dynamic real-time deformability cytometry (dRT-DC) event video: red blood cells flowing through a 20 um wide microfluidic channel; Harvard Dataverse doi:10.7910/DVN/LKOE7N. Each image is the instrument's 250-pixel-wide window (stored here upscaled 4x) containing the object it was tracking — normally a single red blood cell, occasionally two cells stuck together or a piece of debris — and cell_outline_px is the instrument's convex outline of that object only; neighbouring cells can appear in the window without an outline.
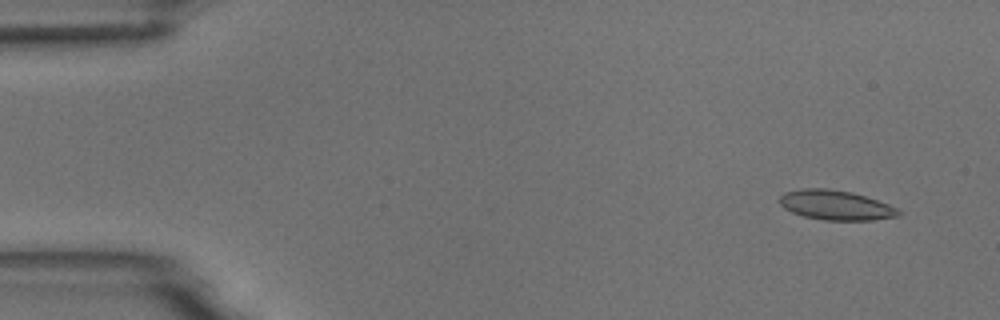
{"species": "common noctule bat (a hibernating species)", "species_latin": "Nyctalus noctula", "temperature_condition": "room temperature", "stored_images_in_passage": 55, "camera_frame_rate_fps": 3000, "um_per_image_px": 0.085, "animal": {"sex": "male", "body_mass_g": 18.8}, "frame": {"image": 1, "passage_image": 4, "time_ms": 1.0, "image_size_px": [1000, 320], "cell_outline_px": [[900, 216], [872, 220], [824, 220], [804, 216], [792, 212], [784, 208], [780, 204], [780, 196], [784, 192], [804, 188], [828, 188], [852, 192], [900, 208]], "centroid_in_image_um": [71.05, 17.43], "position_along_channel_um": 14.0, "area_um2": 20.58}}
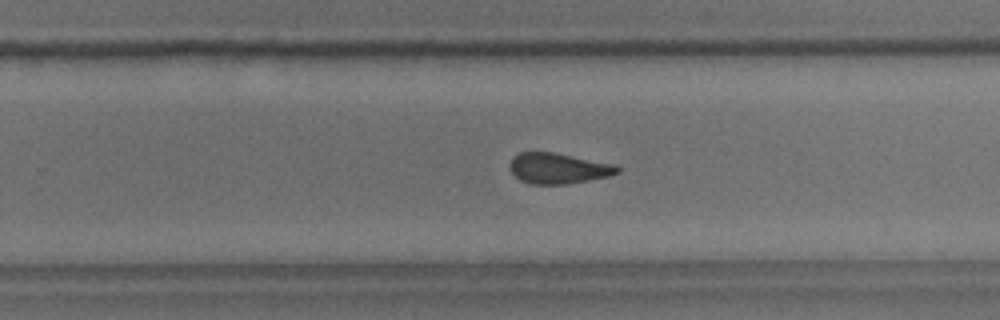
{"frame": {"image": 2, "passage_image": 35, "time_ms": 11.333, "image_size_px": [1000, 320], "cell_outline_px": [[620, 172], [608, 176], [568, 184], [532, 184], [520, 180], [508, 168], [508, 164], [512, 156], [520, 152], [552, 152], [616, 164], [620, 168]], "centroid_in_image_um": [47.43, 14.3], "position_along_channel_um": 282.4, "area_um2": 19.31}}
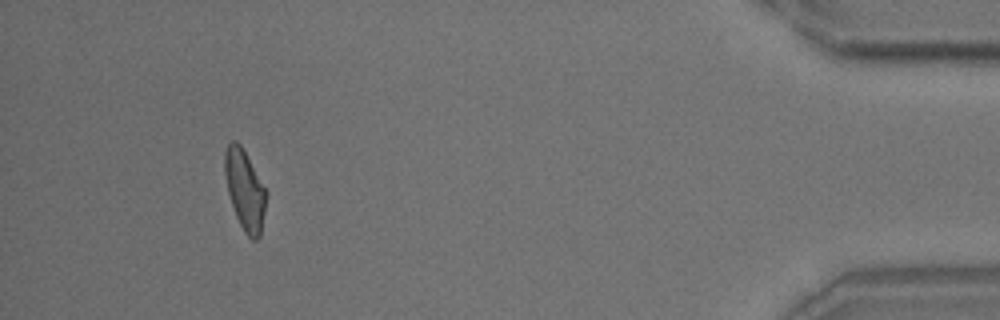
{"frame": {"image": 3, "passage_image": 51, "time_ms": 16.667, "image_size_px": [1000, 320], "cell_outline_px": [[268, 192], [260, 236], [256, 240], [252, 240], [244, 232], [236, 216], [228, 192], [224, 172], [224, 152], [228, 144], [232, 140], [236, 140], [240, 144]], "centroid_in_image_um": [20.81, 16.14], "position_along_channel_um": 414.4, "area_um2": 19.31}, "authors_computed_cell_mechanics": {"area_um2": 19.941, "velocity_mm_per_s": 3.6845, "shape_relaxation_time_tau1_ms": null, "shape_relaxation_time_tau2_ms": 2.8278, "deformation_change_tau1": null, "deformation_change_tau2": 0.1153}}